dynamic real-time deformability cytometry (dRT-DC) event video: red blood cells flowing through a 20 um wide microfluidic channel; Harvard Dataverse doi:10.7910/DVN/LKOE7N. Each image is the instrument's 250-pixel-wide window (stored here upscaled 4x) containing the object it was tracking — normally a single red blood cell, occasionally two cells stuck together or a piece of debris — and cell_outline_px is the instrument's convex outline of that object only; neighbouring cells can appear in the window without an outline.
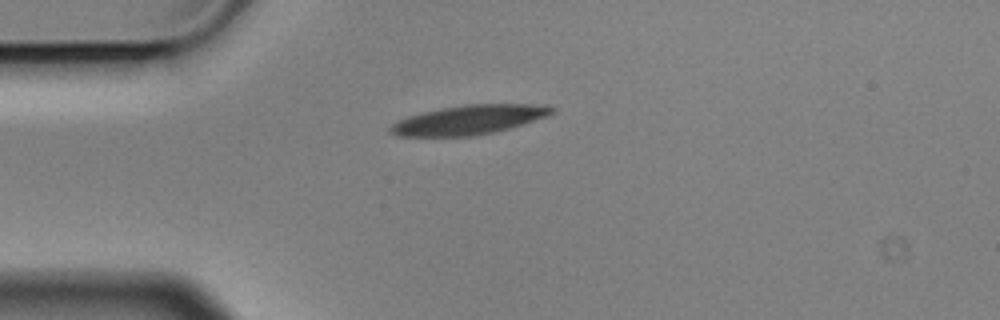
{"species": "Egyptian fruit bat (a non-hibernating species)", "species_latin": "Rousettus aegyptiacus", "temperature_condition": "cold", "stored_images_in_passage": 6, "camera_frame_rate_fps": 3000, "um_per_image_px": 0.085, "animal": {"sex": "male"}, "frame": {"image": 1, "passage_image": 1, "time_ms": 0.0, "image_size_px": [1000, 320], "cell_outline_px": [[556, 112], [548, 116], [496, 132], [476, 136], [396, 136], [388, 132], [388, 128], [392, 124], [408, 116], [420, 112], [440, 108], [464, 104], [548, 104], [556, 108]], "centroid_in_image_um": [39.89, 10.17], "position_along_channel_um": 45.1, "area_um2": 27.98}}
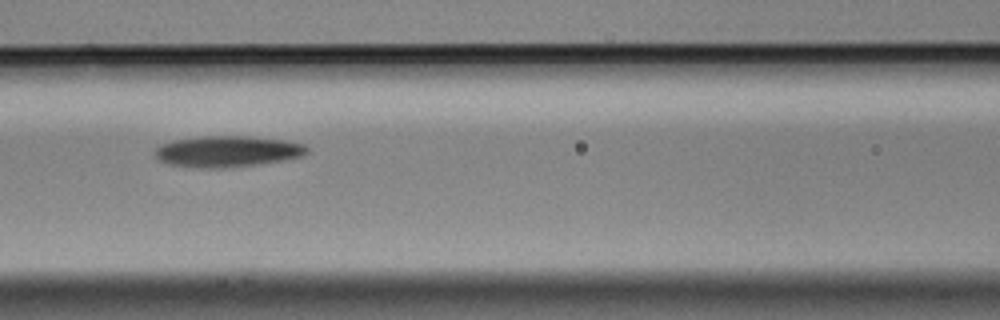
{"frame": {"image": 2, "passage_image": 4, "time_ms": 1.0, "image_size_px": [1000, 320], "cell_outline_px": [[308, 152], [304, 156], [284, 160], [256, 164], [224, 168], [192, 168], [168, 164], [160, 160], [152, 152], [160, 144], [172, 140], [200, 136], [252, 136], [284, 140], [304, 144], [308, 148]], "centroid_in_image_um": [19.3, 12.87], "position_along_channel_um": 147.3, "area_um2": 27.92}}
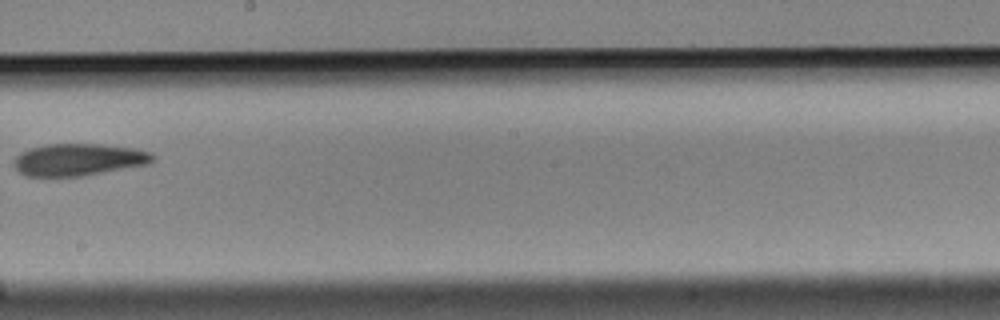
{"frame": {"image": 3, "passage_image": 6, "time_ms": 1.667, "image_size_px": [1000, 320], "cell_outline_px": [[156, 160], [152, 164], [84, 176], [24, 176], [12, 164], [12, 160], [20, 152], [32, 148], [48, 144], [100, 144], [136, 148], [152, 152], [156, 156]], "centroid_in_image_um": [6.75, 13.57], "position_along_channel_um": 241.4, "area_um2": 26.47}}